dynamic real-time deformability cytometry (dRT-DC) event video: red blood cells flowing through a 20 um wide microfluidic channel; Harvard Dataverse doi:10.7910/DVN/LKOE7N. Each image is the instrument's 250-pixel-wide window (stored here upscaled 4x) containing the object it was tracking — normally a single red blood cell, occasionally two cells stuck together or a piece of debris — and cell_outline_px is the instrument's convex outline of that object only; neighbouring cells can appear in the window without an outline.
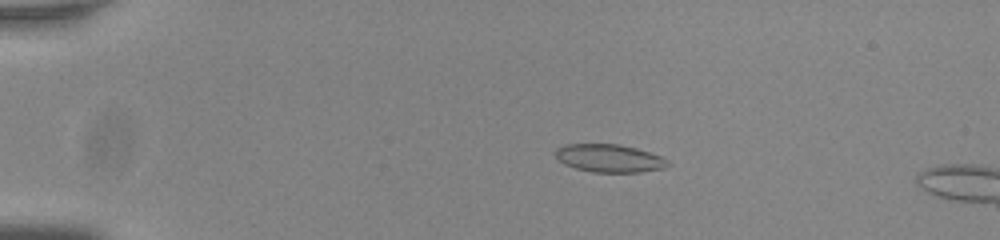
{"species": "common noctule bat (a hibernating species)", "species_latin": "Nyctalus noctula", "temperature_condition": "room temperature", "stored_images_in_passage": 55, "camera_frame_rate_fps": 3000, "um_per_image_px": 0.085, "animal": {"sex": "male", "body_mass_g": 20.0, "forearm_length_mm": 53.3}, "frame": {"image": 1, "passage_image": 12, "time_ms": 3.667, "image_size_px": [1000, 240], "cell_outline_px": [[672, 164], [664, 168], [640, 172], [592, 172], [576, 168], [564, 164], [552, 152], [556, 148], [564, 144], [620, 144], [636, 148], [660, 156], [668, 160]], "centroid_in_image_um": [51.78, 13.44], "position_along_channel_um": 33.2, "area_um2": 18.38}}
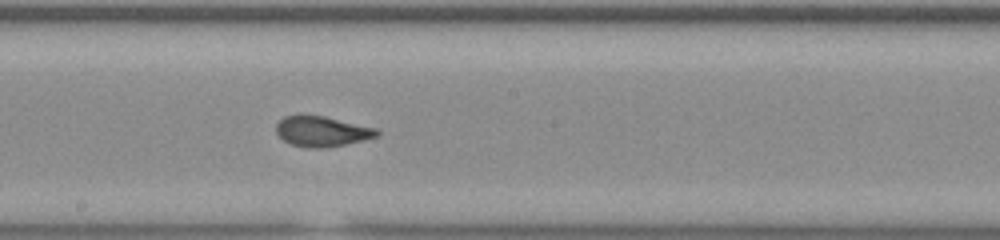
{"frame": {"image": 2, "passage_image": 32, "time_ms": 10.333, "image_size_px": [1000, 240], "cell_outline_px": [[380, 136], [364, 140], [324, 148], [308, 148], [292, 144], [284, 140], [276, 132], [276, 124], [284, 116], [324, 116], [376, 128], [380, 132]], "centroid_in_image_um": [27.39, 11.18], "position_along_channel_um": 220.8, "area_um2": 17.57}}
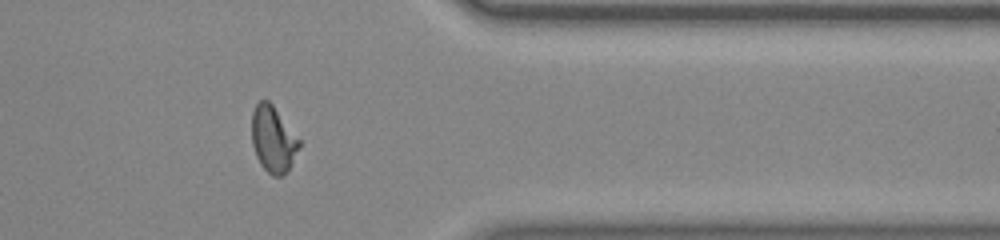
{"frame": {"image": 3, "passage_image": 46, "time_ms": 15.0, "image_size_px": [1000, 240], "cell_outline_px": [[300, 148], [288, 168], [280, 176], [272, 176], [260, 164], [256, 156], [252, 144], [252, 112], [256, 104], [260, 100], [268, 100], [272, 104], [300, 140]], "centroid_in_image_um": [23.2, 11.82], "position_along_channel_um": 388.2, "area_um2": 18.03}, "authors_computed_cell_mechanics": {"area_um2": 18.3226, "velocity_mm_per_s": 3.8044, "shape_relaxation_time_tau1_ms": 5.9405, "shape_relaxation_time_tau2_ms": 1.0206, "deformation_change_tau1": 0.1709, "deformation_change_tau2": 0.0662}}